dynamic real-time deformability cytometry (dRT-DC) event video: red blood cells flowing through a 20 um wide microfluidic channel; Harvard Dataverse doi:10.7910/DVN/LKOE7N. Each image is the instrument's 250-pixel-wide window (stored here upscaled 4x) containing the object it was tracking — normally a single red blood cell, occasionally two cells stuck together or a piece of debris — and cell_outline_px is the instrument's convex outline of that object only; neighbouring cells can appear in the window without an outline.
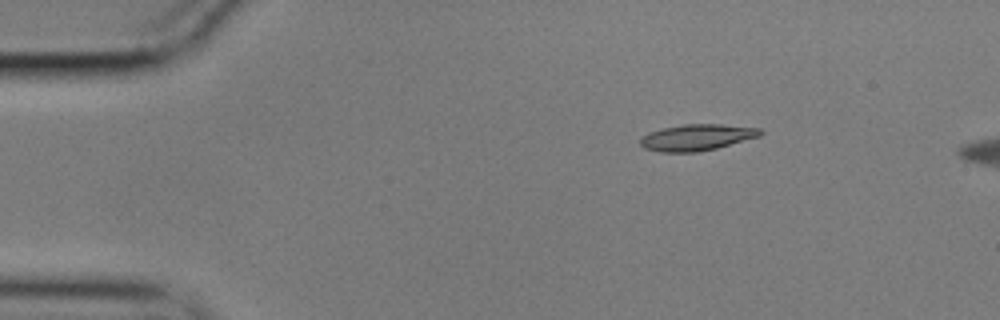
{"species": "common noctule bat (a hibernating species)", "species_latin": "Nyctalus noctula", "temperature_condition": "cold", "stored_images_in_passage": 48, "camera_frame_rate_fps": 3000, "um_per_image_px": 0.085, "animal": {"sex": "male", "body_mass_g": 17.9}, "frame": {"image": 1, "passage_image": 1, "time_ms": 0.0, "image_size_px": [1000, 320], "cell_outline_px": [[764, 132], [760, 136], [716, 148], [700, 152], [660, 152], [644, 148], [640, 144], [640, 140], [648, 132], [660, 128], [684, 124], [720, 124], [760, 128]], "centroid_in_image_um": [59.22, 11.67], "position_along_channel_um": 25.8, "area_um2": 18.44}}
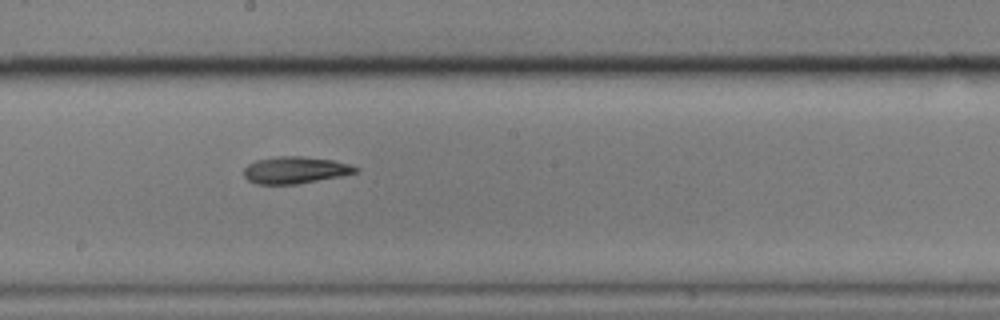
{"frame": {"image": 2, "passage_image": 23, "time_ms": 7.333, "image_size_px": [1000, 320], "cell_outline_px": [[360, 168], [356, 172], [344, 176], [296, 184], [256, 184], [248, 180], [244, 176], [244, 168], [248, 164], [256, 160], [276, 156], [304, 156], [332, 160], [348, 164]], "centroid_in_image_um": [25.09, 14.45], "position_along_channel_um": 223.1, "area_um2": 17.63}}
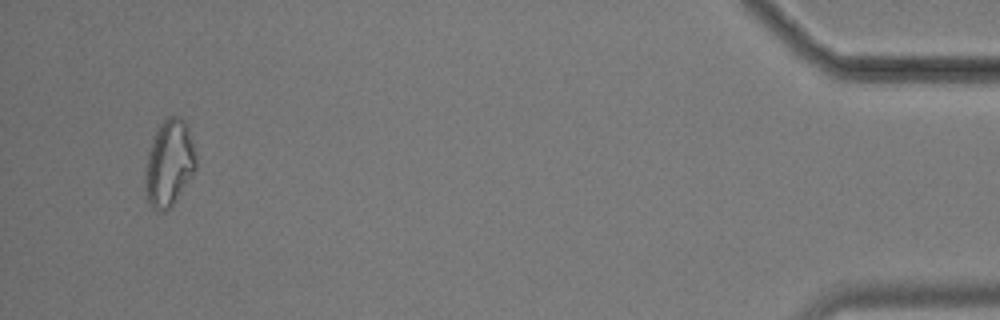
{"frame": {"image": 3, "passage_image": 46, "time_ms": 15.0, "image_size_px": [1000, 320], "cell_outline_px": [[196, 168], [172, 204], [164, 212], [156, 212], [152, 208], [148, 200], [144, 184], [144, 176], [148, 152], [156, 128], [168, 116], [176, 116], [184, 120], [188, 124], [196, 152]], "centroid_in_image_um": [14.37, 13.84], "position_along_channel_um": 420.8, "area_um2": 25.61}, "authors_computed_cell_mechanics": {"area_um2": 18.1781, "velocity_mm_per_s": 3.5586, "shape_relaxation_time_tau1_ms": 7.5727, "shape_relaxation_time_tau2_ms": null, "deformation_change_tau1": 0.1663, "deformation_change_tau2": null}}